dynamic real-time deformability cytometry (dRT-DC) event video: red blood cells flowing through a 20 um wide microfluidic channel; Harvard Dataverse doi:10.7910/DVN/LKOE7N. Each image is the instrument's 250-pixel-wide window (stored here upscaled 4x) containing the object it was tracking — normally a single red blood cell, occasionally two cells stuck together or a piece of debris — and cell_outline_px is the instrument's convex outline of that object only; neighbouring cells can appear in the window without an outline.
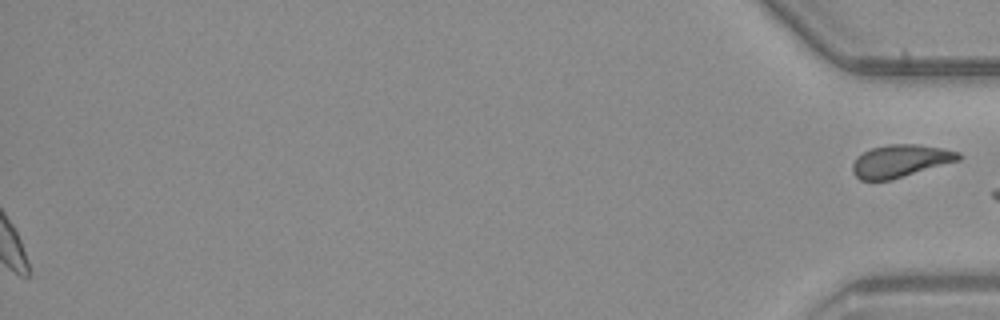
{"species": "common noctule bat (a hibernating species)", "species_latin": "Nyctalus noctula", "temperature_condition": "warm", "stored_images_in_passage": 54, "camera_frame_rate_fps": 3000, "um_per_image_px": 0.085, "animal": {"sex": "male", "body_mass_g": 23.1, "forearm_length_mm": 52.7}, "frame": {"image": 1, "passage_image": 54, "time_ms": 17.667, "image_size_px": [1000, 320], "cell_outline_px": [[964, 156], [960, 160], [892, 180], [860, 180], [852, 172], [852, 164], [856, 156], [872, 148], [888, 144], [916, 144], [940, 148], [960, 152]], "centroid_in_image_um": [76.54, 13.69], "position_along_channel_um": 358.7, "area_um2": 20.23}}